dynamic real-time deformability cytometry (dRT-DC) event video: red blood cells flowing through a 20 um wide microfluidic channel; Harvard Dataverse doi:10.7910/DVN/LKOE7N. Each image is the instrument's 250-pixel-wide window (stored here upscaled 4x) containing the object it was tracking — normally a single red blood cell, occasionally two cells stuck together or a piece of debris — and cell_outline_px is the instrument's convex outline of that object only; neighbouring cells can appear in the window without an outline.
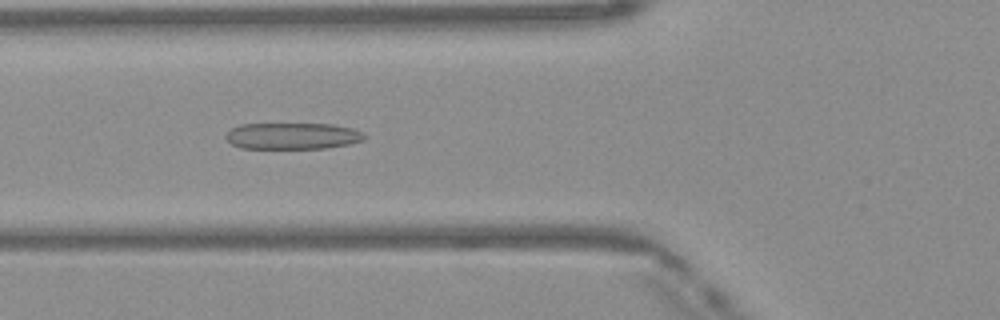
{"species": "Egyptian fruit bat (a non-hibernating species)", "species_latin": "Rousettus aegyptiacus", "temperature_condition": "warm", "stored_images_in_passage": 49, "camera_frame_rate_fps": 3000, "um_per_image_px": 0.085, "frame": {"image": 1, "passage_image": 18, "time_ms": 5.667, "image_size_px": [1000, 320], "cell_outline_px": [[364, 140], [348, 144], [328, 148], [240, 148], [232, 144], [224, 136], [232, 128], [240, 124], [332, 124], [352, 128], [364, 132]], "centroid_in_image_um": [24.87, 11.55], "position_along_channel_um": 100.9, "area_um2": 21.33}}
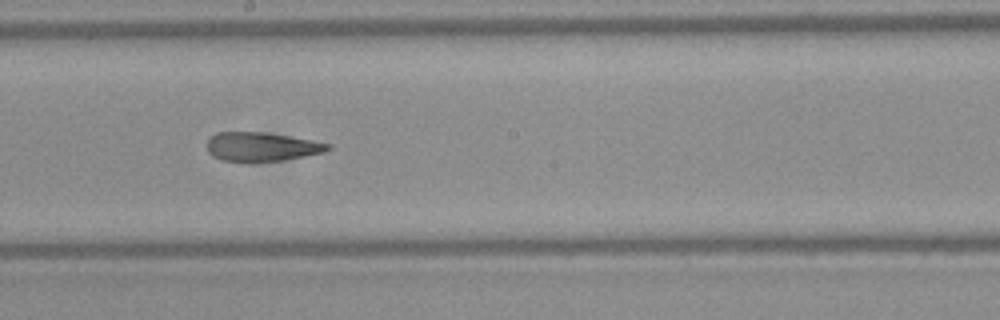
{"frame": {"image": 2, "passage_image": 27, "time_ms": 8.667, "image_size_px": [1000, 320], "cell_outline_px": [[332, 148], [324, 152], [284, 160], [252, 164], [244, 164], [220, 160], [212, 156], [208, 152], [208, 140], [216, 132], [260, 132], [288, 136], [312, 140], [328, 144]], "centroid_in_image_um": [22.18, 12.52], "position_along_channel_um": 226.0, "area_um2": 20.87}}
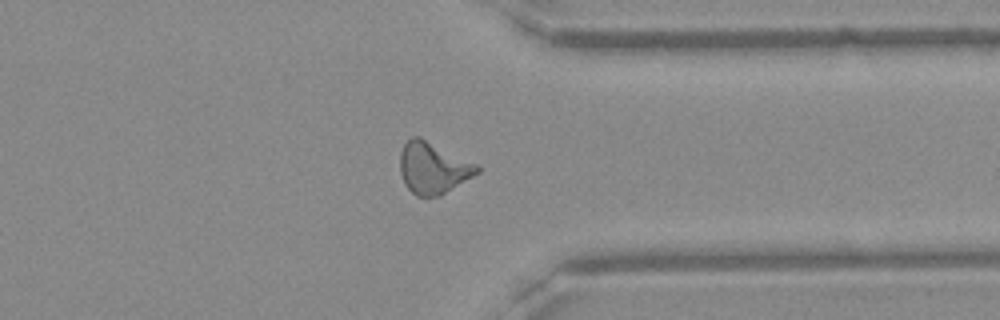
{"frame": {"image": 3, "passage_image": 38, "time_ms": 12.333, "image_size_px": [1000, 320], "cell_outline_px": [[480, 172], [440, 196], [416, 196], [404, 184], [400, 172], [400, 152], [404, 144], [412, 136], [420, 136], [480, 164]], "centroid_in_image_um": [36.84, 14.25], "position_along_channel_um": 374.6, "area_um2": 23.52}, "authors_computed_cell_mechanics": {"area_um2": 22.3108, "velocity_mm_per_s": 4.1495, "shape_relaxation_time_tau1_ms": null, "shape_relaxation_time_tau2_ms": 1.5853, "deformation_change_tau1": null, "deformation_change_tau2": 0.1174}}